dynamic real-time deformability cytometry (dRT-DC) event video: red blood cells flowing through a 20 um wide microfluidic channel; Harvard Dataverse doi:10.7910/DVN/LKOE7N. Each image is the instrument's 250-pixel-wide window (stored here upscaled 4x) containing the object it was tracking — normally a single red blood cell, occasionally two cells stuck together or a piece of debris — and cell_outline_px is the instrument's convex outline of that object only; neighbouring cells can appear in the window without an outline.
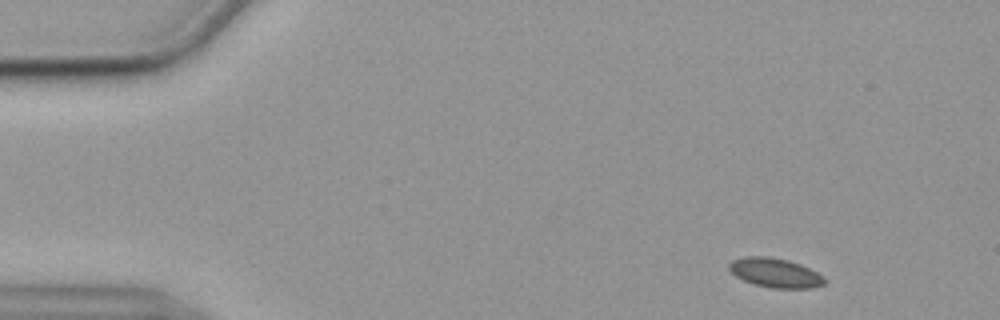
{"species": "common noctule bat (a hibernating species)", "species_latin": "Nyctalus noctula", "temperature_condition": "cold", "stored_images_in_passage": 53, "camera_frame_rate_fps": 3000, "um_per_image_px": 0.085, "animal": {"sex": "female", "body_mass_g": 19.9}, "frame": {"image": 1, "passage_image": 3, "time_ms": 0.667, "image_size_px": [1000, 320], "cell_outline_px": [[828, 280], [824, 284], [812, 288], [772, 288], [752, 284], [736, 276], [728, 268], [728, 264], [732, 260], [744, 256], [768, 256], [788, 260], [800, 264], [824, 276]], "centroid_in_image_um": [65.89, 23.19], "position_along_channel_um": 19.1, "area_um2": 16.42}}
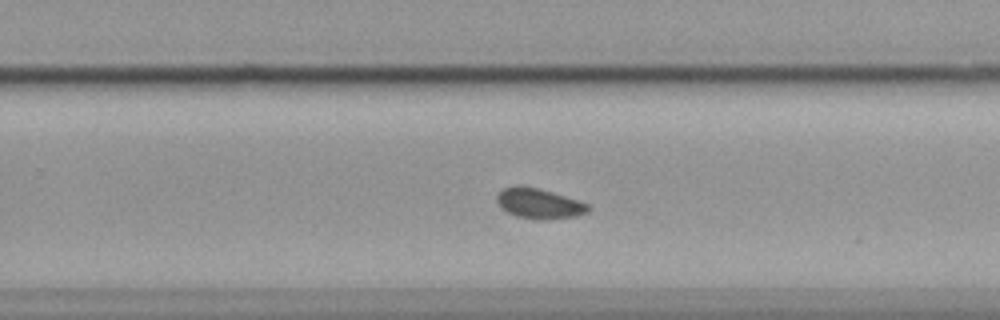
{"frame": {"image": 2, "passage_image": 33, "time_ms": 10.667, "image_size_px": [1000, 320], "cell_outline_px": [[592, 208], [588, 212], [576, 216], [516, 216], [508, 212], [496, 200], [496, 196], [504, 188], [540, 188], [588, 204]], "centroid_in_image_um": [45.86, 17.27], "position_along_channel_um": 283.9, "area_um2": 14.57}}
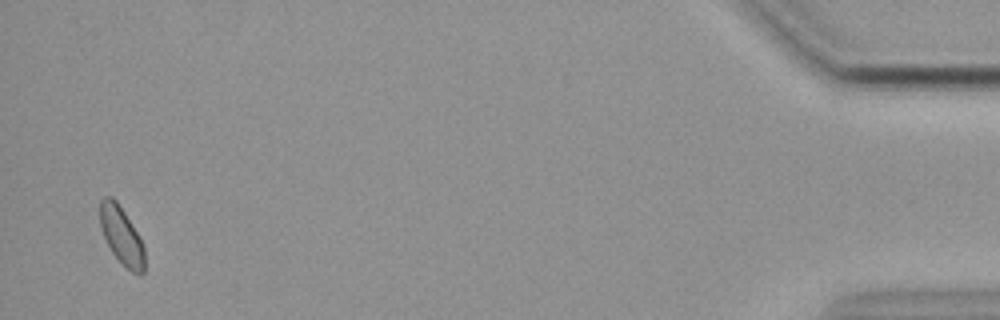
{"frame": {"image": 3, "passage_image": 52, "time_ms": 17.0, "image_size_px": [1000, 320], "cell_outline_px": [[144, 272], [140, 276], [132, 272], [112, 252], [100, 228], [100, 200], [104, 196], [112, 196], [116, 200], [140, 236], [144, 248]], "centroid_in_image_um": [10.33, 20.01], "position_along_channel_um": 424.9, "area_um2": 14.85}, "authors_computed_cell_mechanics": {"area_um2": 15.6638, "velocity_mm_per_s": 3.5489, "shape_relaxation_time_tau1_ms": null, "shape_relaxation_time_tau2_ms": 2.5088, "deformation_change_tau1": null, "deformation_change_tau2": 0.0445}}